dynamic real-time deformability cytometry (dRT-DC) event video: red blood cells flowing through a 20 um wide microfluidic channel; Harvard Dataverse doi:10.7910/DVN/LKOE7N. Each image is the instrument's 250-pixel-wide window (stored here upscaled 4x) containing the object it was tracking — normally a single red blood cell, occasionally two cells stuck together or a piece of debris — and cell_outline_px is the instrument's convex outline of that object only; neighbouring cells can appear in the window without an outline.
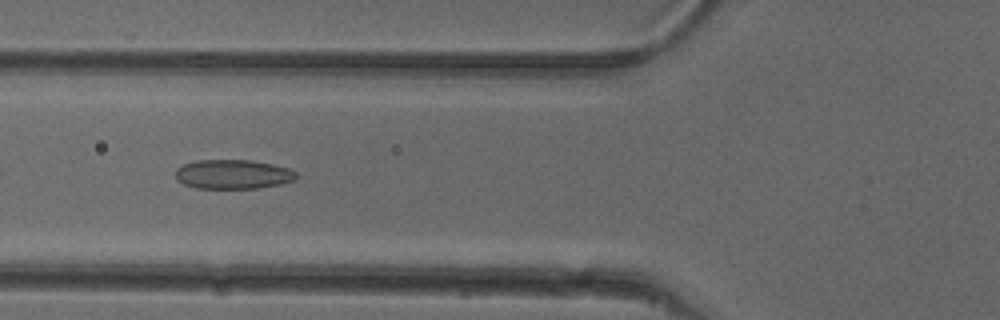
{"species": "common noctule bat (a hibernating species)", "species_latin": "Nyctalus noctula", "temperature_condition": "cold", "stored_images_in_passage": 52, "camera_frame_rate_fps": 3000, "um_per_image_px": 0.085, "animal": {"sex": "female"}, "frame": {"image": 1, "passage_image": 19, "time_ms": 6.0, "image_size_px": [1000, 320], "cell_outline_px": [[296, 180], [280, 184], [256, 188], [196, 188], [184, 184], [176, 180], [176, 168], [184, 164], [196, 160], [252, 160], [272, 164], [288, 168], [296, 172]], "centroid_in_image_um": [19.79, 14.81], "position_along_channel_um": 106.0, "area_um2": 20.63}}
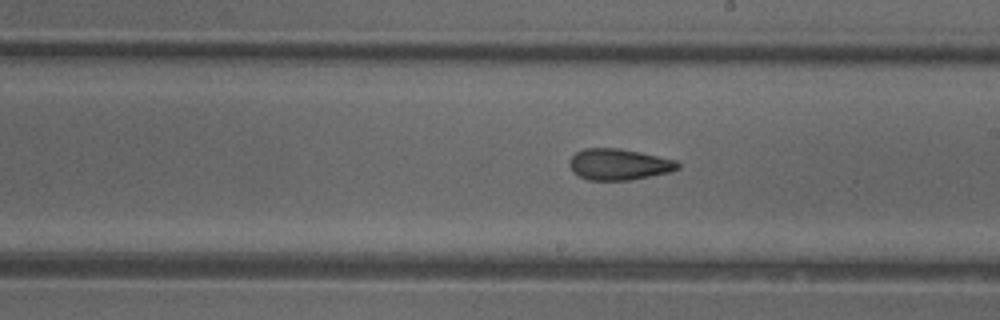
{"frame": {"image": 2, "passage_image": 29, "time_ms": 9.333, "image_size_px": [1000, 320], "cell_outline_px": [[680, 168], [672, 172], [632, 180], [588, 180], [572, 172], [568, 164], [568, 160], [576, 152], [584, 148], [620, 148], [640, 152], [676, 160], [680, 164]], "centroid_in_image_um": [52.61, 13.97], "position_along_channel_um": 236.4, "area_um2": 20.0}}
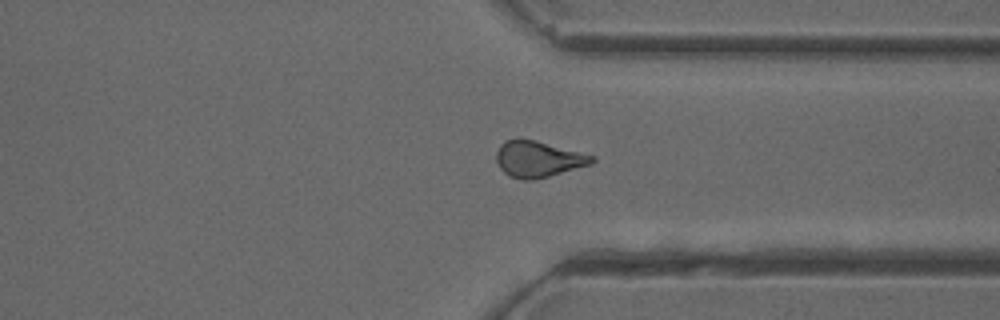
{"frame": {"image": 3, "passage_image": 39, "time_ms": 12.667, "image_size_px": [1000, 320], "cell_outline_px": [[596, 160], [592, 164], [548, 176], [532, 180], [524, 180], [508, 176], [500, 168], [496, 160], [496, 152], [500, 144], [504, 140], [516, 136], [536, 140], [596, 156]], "centroid_in_image_um": [45.71, 13.49], "position_along_channel_um": 365.7, "area_um2": 20.52}, "authors_computed_cell_mechanics": {"area_um2": 20.2589, "velocity_mm_per_s": 3.8974, "shape_relaxation_time_tau1_ms": null, "shape_relaxation_time_tau2_ms": 4.7369, "deformation_change_tau1": null, "deformation_change_tau2": 0.11}}